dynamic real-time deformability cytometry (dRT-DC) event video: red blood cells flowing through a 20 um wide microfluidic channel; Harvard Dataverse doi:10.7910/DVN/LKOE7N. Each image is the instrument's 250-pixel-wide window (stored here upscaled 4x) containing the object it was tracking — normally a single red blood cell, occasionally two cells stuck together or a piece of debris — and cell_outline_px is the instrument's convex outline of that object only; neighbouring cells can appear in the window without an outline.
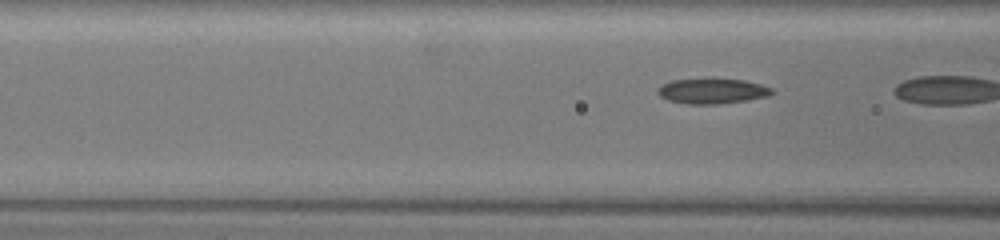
{"species": "common noctule bat (a hibernating species)", "species_latin": "Nyctalus noctula", "temperature_condition": "warm", "stored_images_in_passage": 27, "segment_of_instrument_passage": [2, 2], "camera_frame_rate_fps": 3000, "um_per_image_px": 0.085, "animal": {"sex": "female", "body_mass_g": 19.5, "forearm_length_mm": 54.1}, "frame": {"image": 1, "passage_image": 26, "time_ms": 8.333, "image_size_px": [1000, 240], "cell_outline_px": [[776, 92], [768, 96], [744, 100], [716, 104], [688, 104], [668, 100], [660, 96], [656, 92], [656, 88], [660, 84], [672, 80], [708, 76], [712, 76], [744, 80], [760, 84], [772, 88]], "centroid_in_image_um": [60.49, 7.68], "position_along_channel_um": 106.1, "area_um2": 17.57}}